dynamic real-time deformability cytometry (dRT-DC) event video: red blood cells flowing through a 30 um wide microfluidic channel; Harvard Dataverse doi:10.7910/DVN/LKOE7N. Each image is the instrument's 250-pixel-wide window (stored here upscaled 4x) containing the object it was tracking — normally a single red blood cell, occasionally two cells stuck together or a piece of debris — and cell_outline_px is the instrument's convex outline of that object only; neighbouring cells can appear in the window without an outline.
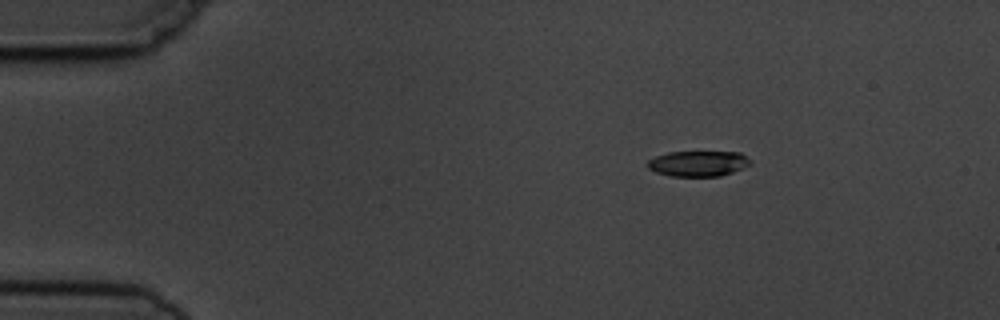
{"species": "common noctule bat (a hibernating species)", "species_latin": "Nyctalus noctula", "temperature_condition": "cold", "stored_images_in_passage": 5, "camera_frame_rate_fps": 3000, "um_per_image_px": 0.085, "animal": {"sex": "male", "body_mass_g": 19.5, "forearm_length_mm": 54.6}, "frame": {"image": 1, "passage_image": 1, "time_ms": 0.0, "image_size_px": [1000, 320], "cell_outline_px": [[752, 164], [744, 168], [720, 176], [672, 176], [656, 172], [648, 168], [648, 160], [656, 156], [668, 152], [740, 152], [752, 160]], "centroid_in_image_um": [59.39, 13.9], "position_along_channel_um": 25.6, "area_um2": 15.32}}
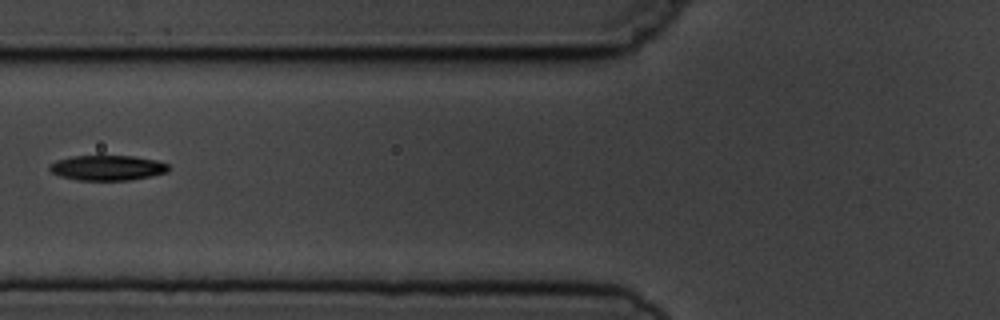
{"frame": {"image": 2, "passage_image": 4, "time_ms": 4.333, "image_size_px": [1000, 320], "cell_outline_px": [[168, 172], [128, 180], [80, 180], [60, 176], [52, 172], [48, 168], [56, 160], [72, 156], [132, 156], [156, 160], [168, 164]], "centroid_in_image_um": [9.12, 14.26], "position_along_channel_um": 116.7, "area_um2": 17.17}}
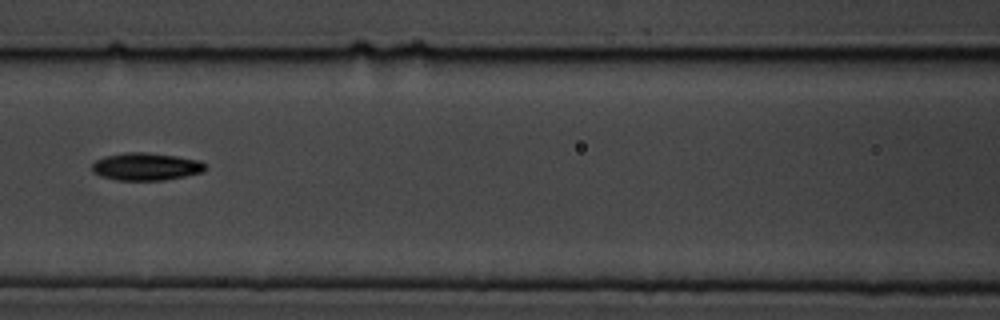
{"frame": {"image": 3, "passage_image": 5, "time_ms": 5.333, "image_size_px": [1000, 320], "cell_outline_px": [[204, 172], [164, 180], [116, 180], [100, 176], [92, 172], [92, 164], [96, 160], [104, 156], [128, 152], [144, 152], [176, 156], [200, 160], [204, 164]], "centroid_in_image_um": [12.38, 14.16], "position_along_channel_um": 154.2, "area_um2": 18.15}}